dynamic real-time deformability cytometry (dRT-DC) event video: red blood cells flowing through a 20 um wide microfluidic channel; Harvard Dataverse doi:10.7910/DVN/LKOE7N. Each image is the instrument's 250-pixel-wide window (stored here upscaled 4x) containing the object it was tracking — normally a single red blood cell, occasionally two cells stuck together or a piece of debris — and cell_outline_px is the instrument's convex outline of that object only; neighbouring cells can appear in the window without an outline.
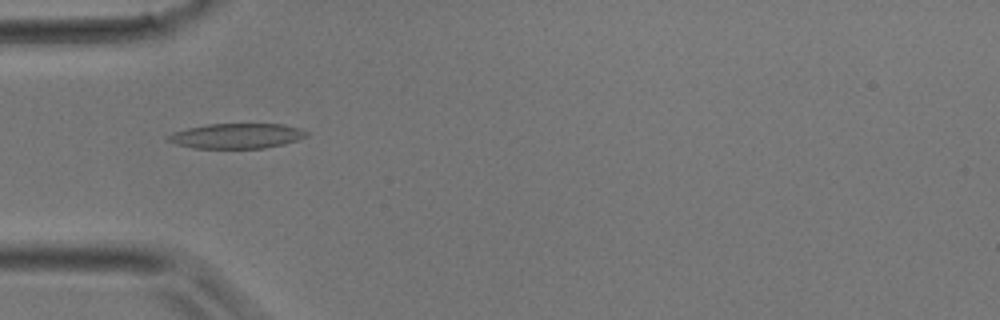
{"species": "common noctule bat (a hibernating species)", "species_latin": "Nyctalus noctula", "temperature_condition": "room temperature", "stored_images_in_passage": 35, "camera_frame_rate_fps": 3000, "um_per_image_px": 0.085, "animal": {"sex": "male", "body_mass_g": 17.9}, "frame": {"image": 1, "passage_image": 8, "time_ms": 2.333, "image_size_px": [1000, 320], "cell_outline_px": [[308, 136], [284, 144], [264, 148], [192, 148], [176, 144], [168, 140], [164, 136], [172, 132], [204, 124], [284, 124], [300, 128], [308, 132]], "centroid_in_image_um": [20.1, 11.55], "position_along_channel_um": 64.9, "area_um2": 20.35}}
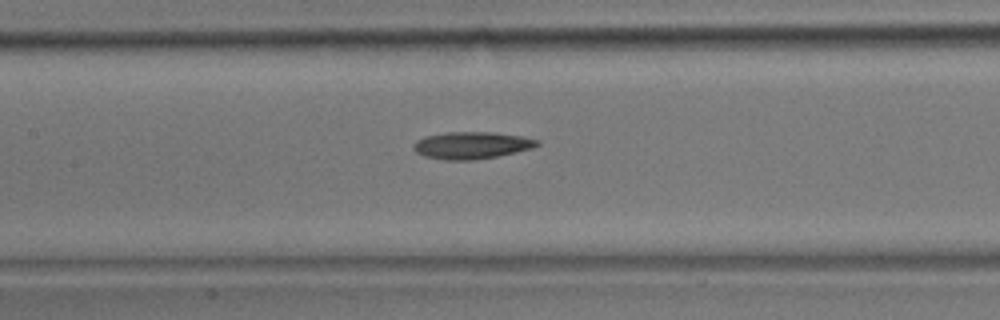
{"frame": {"image": 2, "passage_image": 14, "time_ms": 4.333, "image_size_px": [1000, 320], "cell_outline_px": [[540, 144], [532, 148], [516, 152], [496, 156], [472, 160], [444, 160], [424, 156], [416, 152], [412, 148], [412, 144], [416, 140], [424, 136], [444, 132], [492, 132], [524, 136], [540, 140]], "centroid_in_image_um": [40.07, 12.34], "position_along_channel_um": 167.3, "area_um2": 19.71}}
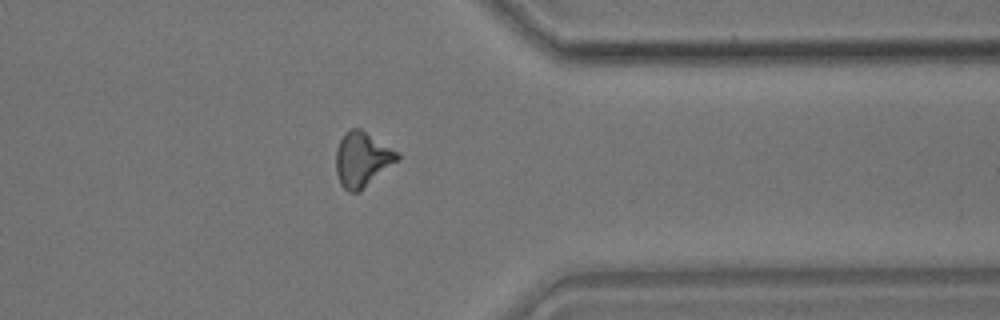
{"frame": {"image": 3, "passage_image": 27, "time_ms": 8.667, "image_size_px": [1000, 320], "cell_outline_px": [[400, 160], [360, 192], [348, 192], [340, 184], [336, 172], [336, 148], [340, 140], [352, 128], [360, 128], [400, 152]], "centroid_in_image_um": [30.82, 13.57], "position_along_channel_um": 380.6, "area_um2": 19.88}}